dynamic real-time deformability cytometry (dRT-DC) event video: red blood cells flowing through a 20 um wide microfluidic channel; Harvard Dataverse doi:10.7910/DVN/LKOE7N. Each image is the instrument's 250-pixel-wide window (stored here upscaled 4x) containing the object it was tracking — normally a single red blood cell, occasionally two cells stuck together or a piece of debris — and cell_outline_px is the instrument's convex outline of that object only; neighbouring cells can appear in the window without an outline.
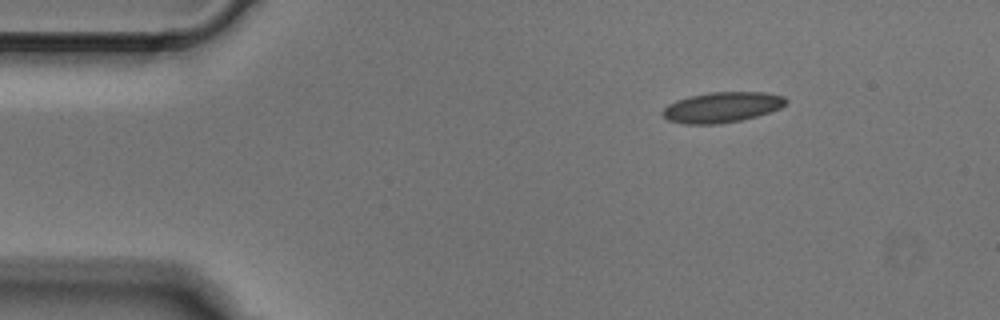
{"species": "Egyptian fruit bat (a non-hibernating species)", "species_latin": "Rousettus aegyptiacus", "temperature_condition": "cold", "stored_images_in_passage": 3, "camera_frame_rate_fps": 3000, "um_per_image_px": 0.085, "animal": {"sex": "male"}, "frame": {"image": 1, "passage_image": 1, "time_ms": 0.0, "image_size_px": [1000, 320], "cell_outline_px": [[788, 100], [780, 108], [756, 116], [740, 120], [720, 124], [684, 124], [668, 120], [660, 112], [668, 104], [676, 100], [688, 96], [708, 92], [764, 92], [784, 96]], "centroid_in_image_um": [61.33, 9.11], "position_along_channel_um": 23.7, "area_um2": 21.91}}
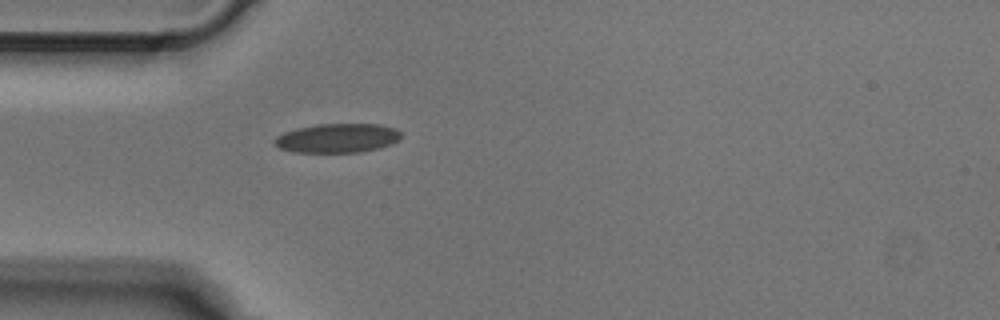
{"frame": {"image": 2, "passage_image": 3, "time_ms": 0.667, "image_size_px": [1000, 320], "cell_outline_px": [[400, 140], [376, 148], [360, 152], [292, 152], [280, 148], [272, 144], [272, 140], [276, 136], [284, 132], [296, 128], [316, 124], [380, 124], [396, 128], [400, 132]], "centroid_in_image_um": [28.62, 11.73], "position_along_channel_um": 56.4, "area_um2": 21.56}}